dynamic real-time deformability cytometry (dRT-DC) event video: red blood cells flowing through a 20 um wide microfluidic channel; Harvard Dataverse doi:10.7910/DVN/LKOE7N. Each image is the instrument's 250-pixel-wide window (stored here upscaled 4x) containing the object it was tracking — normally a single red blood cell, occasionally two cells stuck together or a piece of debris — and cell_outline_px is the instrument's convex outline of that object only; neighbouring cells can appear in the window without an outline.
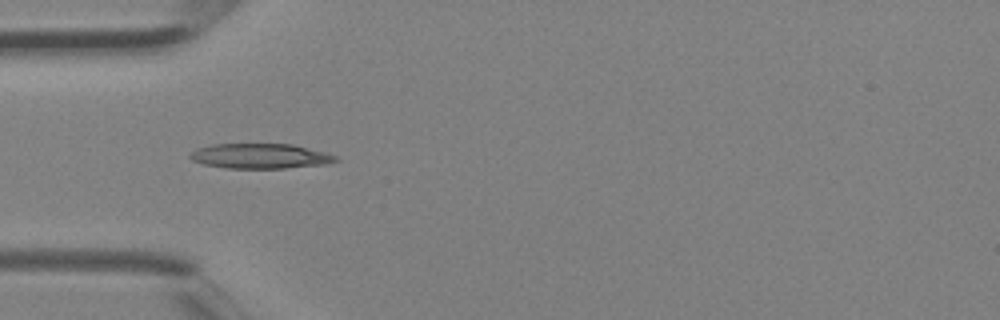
{"species": "Egyptian fruit bat (a non-hibernating species)", "species_latin": "Rousettus aegyptiacus", "temperature_condition": "room temperature", "stored_images_in_passage": 5, "camera_frame_rate_fps": 3000, "um_per_image_px": 0.085, "animal": {"sex": "female"}, "frame": {"image": 1, "passage_image": 4, "time_ms": 1.0, "image_size_px": [1000, 320], "cell_outline_px": [[340, 160], [328, 164], [284, 168], [224, 168], [204, 164], [192, 160], [188, 156], [196, 148], [216, 144], [292, 144], [324, 152], [336, 156]], "centroid_in_image_um": [22.12, 13.27], "position_along_channel_um": 62.9, "area_um2": 21.15}}
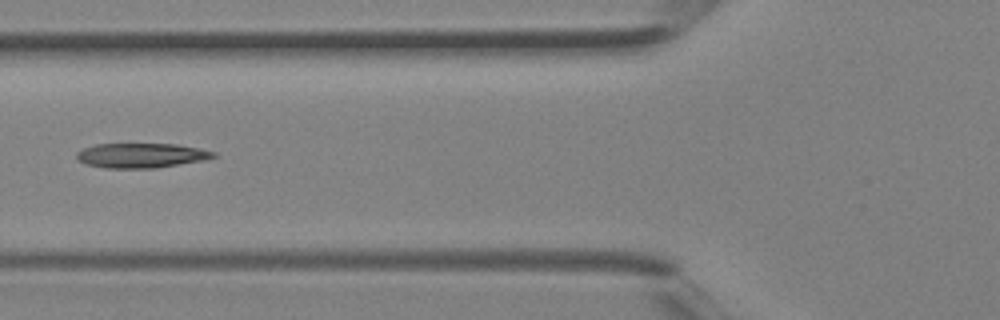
{"frame": {"image": 2, "passage_image": 5, "time_ms": 1.333, "image_size_px": [1000, 320], "cell_outline_px": [[216, 156], [204, 160], [156, 168], [104, 168], [84, 164], [76, 160], [76, 152], [84, 148], [96, 144], [176, 144], [200, 148], [216, 152]], "centroid_in_image_um": [11.97, 13.22], "position_along_channel_um": 113.8, "area_um2": 19.83}}